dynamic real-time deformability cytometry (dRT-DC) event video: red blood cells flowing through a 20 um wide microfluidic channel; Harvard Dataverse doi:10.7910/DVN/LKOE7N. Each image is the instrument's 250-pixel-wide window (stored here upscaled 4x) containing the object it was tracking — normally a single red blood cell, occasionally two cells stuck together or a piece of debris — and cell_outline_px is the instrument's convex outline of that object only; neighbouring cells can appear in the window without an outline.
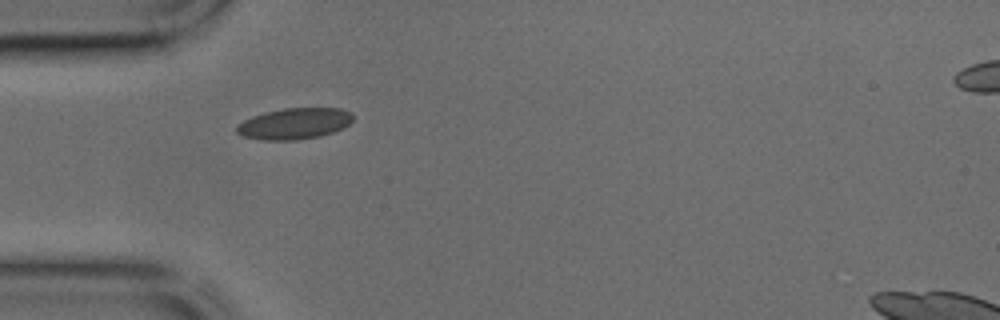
{"species": "common noctule bat (a hibernating species)", "species_latin": "Nyctalus noctula", "temperature_condition": "cold", "stored_images_in_passage": 32, "camera_frame_rate_fps": 3000, "um_per_image_px": 0.085, "animal": {"sex": "male", "body_mass_g": 17.9, "forearm_length_mm": 54.2}, "frame": {"image": 1, "passage_image": 1, "time_ms": 0.0, "image_size_px": [1000, 320], "cell_outline_px": [[352, 120], [344, 128], [320, 136], [296, 140], [260, 140], [244, 136], [236, 132], [236, 124], [252, 116], [284, 108], [340, 108], [352, 112]], "centroid_in_image_um": [25.02, 10.51], "position_along_channel_um": 60.0, "area_um2": 21.1}}
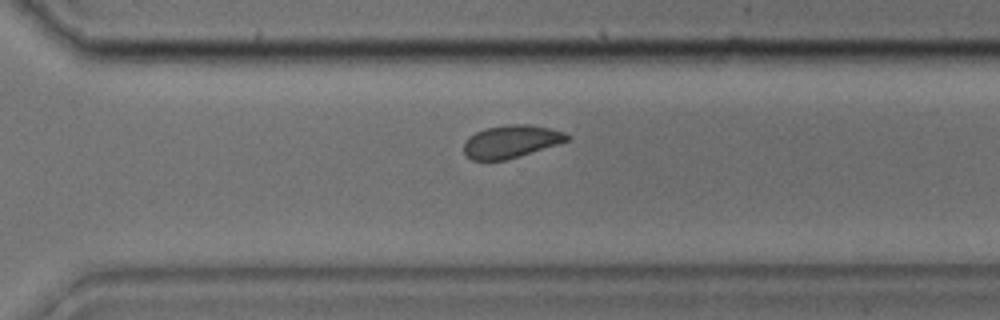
{"frame": {"image": 2, "passage_image": 19, "time_ms": 6.0, "image_size_px": [1000, 320], "cell_outline_px": [[568, 140], [560, 144], [504, 160], [472, 160], [464, 152], [464, 144], [468, 136], [484, 128], [508, 124], [528, 124], [548, 128], [564, 132], [568, 136]], "centroid_in_image_um": [43.42, 12.02], "position_along_channel_um": 327.2, "area_um2": 19.54}}